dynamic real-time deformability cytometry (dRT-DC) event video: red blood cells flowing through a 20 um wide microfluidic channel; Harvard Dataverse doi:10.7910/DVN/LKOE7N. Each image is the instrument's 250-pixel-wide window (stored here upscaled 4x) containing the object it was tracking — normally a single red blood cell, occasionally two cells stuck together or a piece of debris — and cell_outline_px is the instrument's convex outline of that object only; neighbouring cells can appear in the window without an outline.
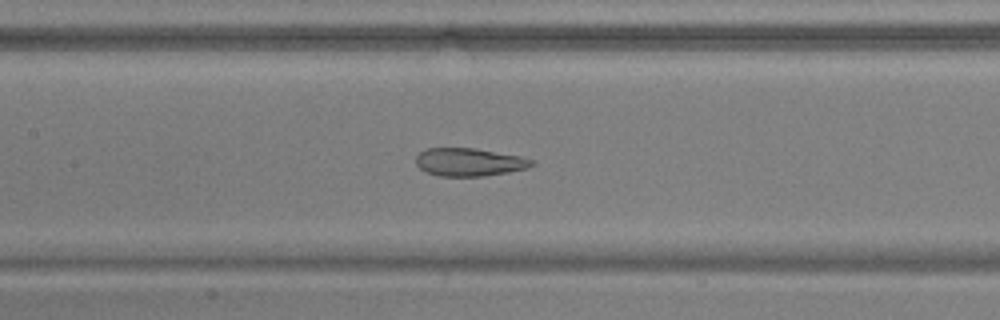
{"species": "common noctule bat (a hibernating species)", "species_latin": "Nyctalus noctula", "temperature_condition": "warm", "stored_images_in_passage": 42, "camera_frame_rate_fps": 3000, "um_per_image_px": 0.085, "animal": {"sex": "male", "body_mass_g": 17.9, "forearm_length_mm": 54.2}, "frame": {"image": 1, "passage_image": 14, "time_ms": 4.333, "image_size_px": [1000, 320], "cell_outline_px": [[536, 164], [528, 168], [508, 172], [484, 176], [440, 176], [428, 172], [420, 168], [416, 164], [416, 156], [420, 152], [428, 148], [472, 148], [520, 156], [536, 160]], "centroid_in_image_um": [39.92, 13.78], "position_along_channel_um": 167.5, "area_um2": 18.84}}
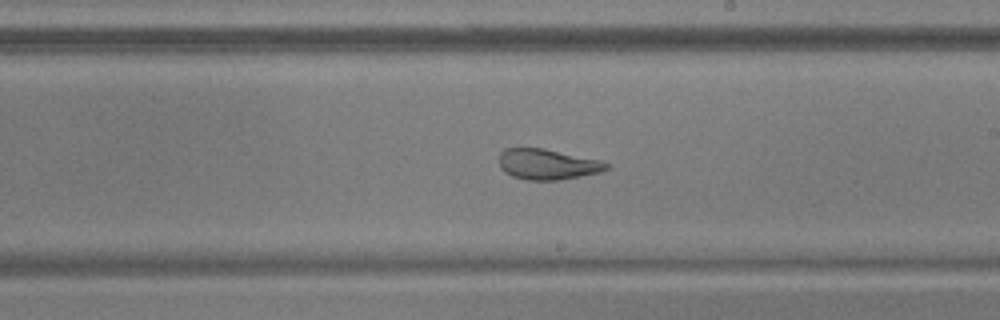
{"frame": {"image": 2, "passage_image": 20, "time_ms": 6.333, "image_size_px": [1000, 320], "cell_outline_px": [[608, 168], [600, 172], [560, 180], [528, 180], [512, 176], [504, 172], [500, 168], [500, 152], [504, 148], [544, 148], [600, 160], [608, 164]], "centroid_in_image_um": [46.51, 13.96], "position_along_channel_um": 242.5, "area_um2": 19.07}}
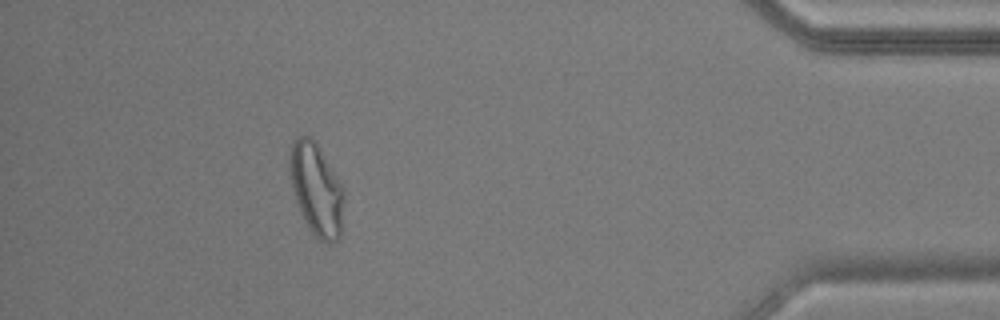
{"frame": {"image": 3, "passage_image": 37, "time_ms": 12.0, "image_size_px": [1000, 320], "cell_outline_px": [[344, 200], [340, 236], [332, 244], [328, 244], [316, 240], [296, 200], [292, 188], [288, 168], [288, 160], [292, 144], [296, 136], [312, 136], [316, 140], [336, 176], [344, 192]], "centroid_in_image_um": [26.88, 16.07], "position_along_channel_um": 408.3, "area_um2": 29.13}, "authors_computed_cell_mechanics": {"area_um2": 22.0218, "velocity_mm_per_s": 3.7571, "shape_relaxation_time_tau1_ms": null, "shape_relaxation_time_tau2_ms": 1.4693, "deformation_change_tau1": null, "deformation_change_tau2": 0.0818}}